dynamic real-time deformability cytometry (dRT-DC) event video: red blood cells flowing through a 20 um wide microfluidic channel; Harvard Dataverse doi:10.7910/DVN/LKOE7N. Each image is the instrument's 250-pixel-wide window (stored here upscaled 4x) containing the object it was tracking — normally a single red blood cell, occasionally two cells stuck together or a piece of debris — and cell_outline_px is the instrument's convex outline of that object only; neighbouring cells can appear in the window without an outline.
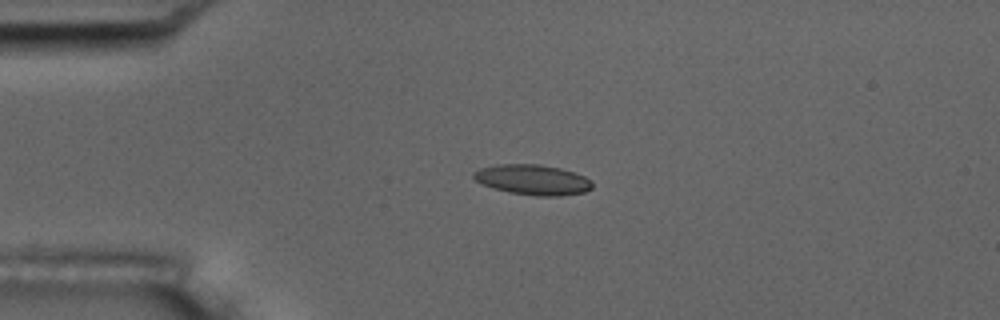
{"species": "common noctule bat (a hibernating species)", "species_latin": "Nyctalus noctula", "temperature_condition": "room temperature", "stored_images_in_passage": 4, "camera_frame_rate_fps": 3000, "um_per_image_px": 0.085, "animal": {"sex": "male", "body_mass_g": 17.5, "forearm_length_mm": 52.3}, "frame": {"image": 1, "passage_image": 3, "time_ms": 0.667, "image_size_px": [1000, 320], "cell_outline_px": [[592, 188], [584, 192], [560, 196], [536, 196], [508, 192], [480, 184], [472, 176], [472, 172], [480, 168], [496, 164], [540, 164], [560, 168], [584, 176], [592, 180]], "centroid_in_image_um": [45.26, 15.28], "position_along_channel_um": 39.7, "area_um2": 21.04}}